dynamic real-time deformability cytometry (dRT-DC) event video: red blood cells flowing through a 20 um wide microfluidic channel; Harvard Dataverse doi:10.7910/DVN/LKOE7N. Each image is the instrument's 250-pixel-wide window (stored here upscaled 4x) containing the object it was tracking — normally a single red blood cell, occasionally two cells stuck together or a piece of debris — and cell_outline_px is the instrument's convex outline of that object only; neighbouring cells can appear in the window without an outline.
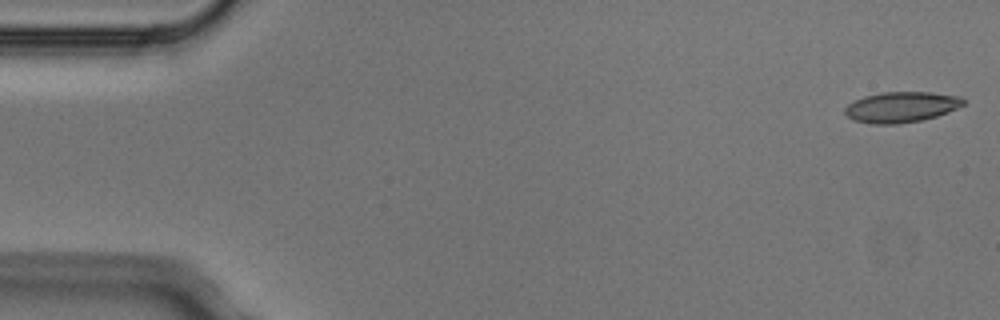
{"species": "Egyptian fruit bat (a non-hibernating species)", "species_latin": "Rousettus aegyptiacus", "temperature_condition": "cold", "stored_images_in_passage": 4, "camera_frame_rate_fps": 3000, "um_per_image_px": 0.085, "animal": {"sex": "male"}, "frame": {"image": 1, "passage_image": 1, "time_ms": 0.0, "image_size_px": [1000, 320], "cell_outline_px": [[964, 104], [948, 112], [936, 116], [920, 120], [896, 124], [872, 124], [852, 120], [844, 112], [844, 108], [848, 104], [864, 96], [880, 92], [928, 92], [960, 96], [964, 100]], "centroid_in_image_um": [76.58, 9.1], "position_along_channel_um": 8.4, "area_um2": 21.04}}
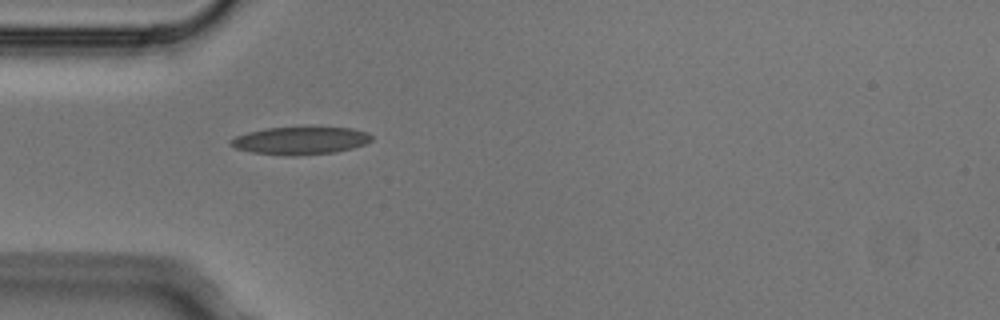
{"frame": {"image": 2, "passage_image": 4, "time_ms": 1.0, "image_size_px": [1000, 320], "cell_outline_px": [[372, 140], [364, 144], [352, 148], [336, 152], [252, 152], [236, 148], [228, 144], [228, 140], [236, 136], [248, 132], [264, 128], [304, 124], [308, 124], [352, 128], [368, 132], [372, 136]], "centroid_in_image_um": [25.58, 11.83], "position_along_channel_um": 59.4, "area_um2": 22.66}}